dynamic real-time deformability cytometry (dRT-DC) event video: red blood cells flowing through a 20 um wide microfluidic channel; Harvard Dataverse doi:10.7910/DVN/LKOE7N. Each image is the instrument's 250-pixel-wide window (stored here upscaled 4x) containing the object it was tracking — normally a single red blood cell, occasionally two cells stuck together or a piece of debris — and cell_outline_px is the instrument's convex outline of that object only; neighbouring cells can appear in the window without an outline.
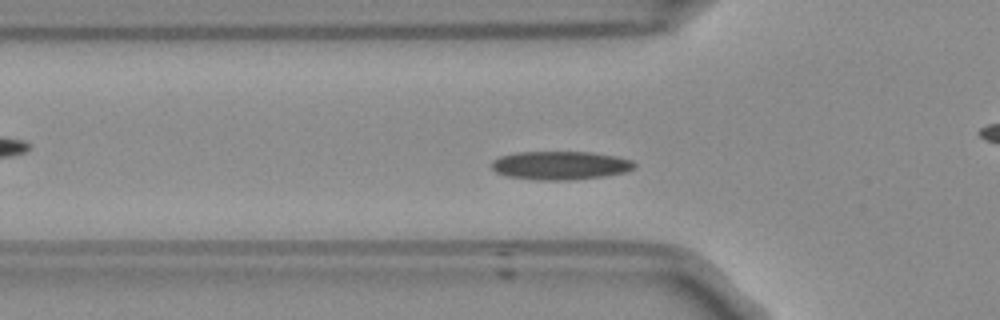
{"species": "Egyptian fruit bat (a non-hibernating species)", "species_latin": "Rousettus aegyptiacus", "temperature_condition": "room temperature", "stored_images_in_passage": 40, "camera_frame_rate_fps": 3000, "um_per_image_px": 0.085, "frame": {"image": 1, "passage_image": 3, "time_ms": 0.667, "image_size_px": [1000, 320], "cell_outline_px": [[636, 168], [628, 172], [604, 176], [568, 180], [536, 180], [508, 176], [496, 172], [492, 168], [492, 160], [500, 156], [520, 152], [588, 152], [612, 156], [632, 160], [636, 164]], "centroid_in_image_um": [47.64, 14.06], "position_along_channel_um": 78.2, "area_um2": 23.64}}
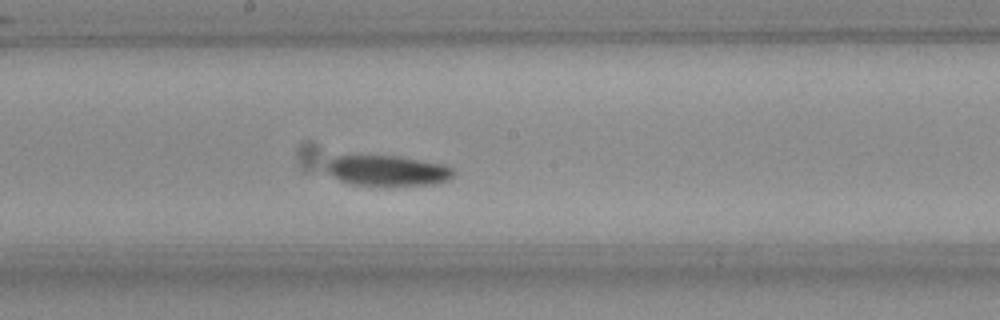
{"frame": {"image": 2, "passage_image": 14, "time_ms": 4.333, "image_size_px": [1000, 320], "cell_outline_px": [[456, 172], [448, 180], [436, 184], [388, 188], [380, 188], [352, 184], [340, 180], [332, 176], [328, 172], [328, 164], [336, 156], [396, 156], [444, 164], [452, 168]], "centroid_in_image_um": [33.0, 14.57], "position_along_channel_um": 215.2, "area_um2": 23.18}}
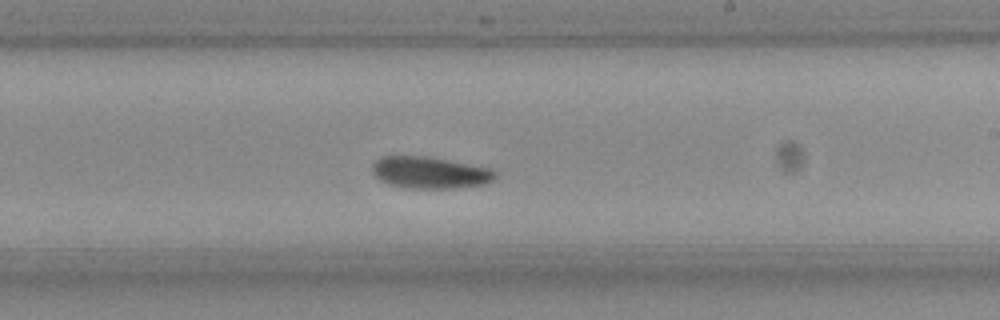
{"frame": {"image": 3, "passage_image": 17, "time_ms": 5.333, "image_size_px": [1000, 320], "cell_outline_px": [[496, 176], [492, 180], [484, 184], [456, 188], [404, 188], [388, 184], [380, 180], [372, 172], [372, 164], [380, 156], [428, 156], [492, 168], [496, 172]], "centroid_in_image_um": [36.53, 14.66], "position_along_channel_um": 252.5, "area_um2": 22.95}, "authors_computed_cell_mechanics": {"area_um2": 22.7154, "velocity_mm_per_s": 3.7326, "shape_relaxation_time_tau1_ms": 4.718, "shape_relaxation_time_tau2_ms": 7.7599, "deformation_change_tau1": 0.1043, "deformation_change_tau2": 0.0873}}